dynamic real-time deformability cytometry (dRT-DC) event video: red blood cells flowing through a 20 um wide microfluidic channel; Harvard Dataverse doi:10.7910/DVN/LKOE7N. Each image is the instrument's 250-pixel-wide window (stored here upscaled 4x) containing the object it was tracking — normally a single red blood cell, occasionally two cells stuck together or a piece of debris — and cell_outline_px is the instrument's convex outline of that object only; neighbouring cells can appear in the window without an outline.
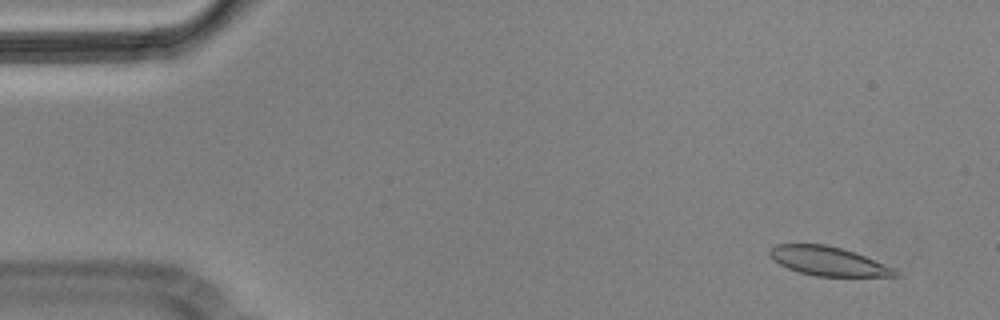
{"species": "Egyptian fruit bat (a non-hibernating species)", "species_latin": "Rousettus aegyptiacus", "temperature_condition": "cold", "stored_images_in_passage": 5, "camera_frame_rate_fps": 3000, "um_per_image_px": 0.085, "animal": {"sex": "male"}, "frame": {"image": 1, "passage_image": 1, "time_ms": 0.0, "image_size_px": [1000, 320], "cell_outline_px": [[900, 276], [816, 276], [800, 272], [788, 268], [780, 264], [768, 252], [776, 244], [824, 244], [856, 252], [892, 268], [900, 272]], "centroid_in_image_um": [70.41, 22.2], "position_along_channel_um": 14.6, "area_um2": 20.81}}
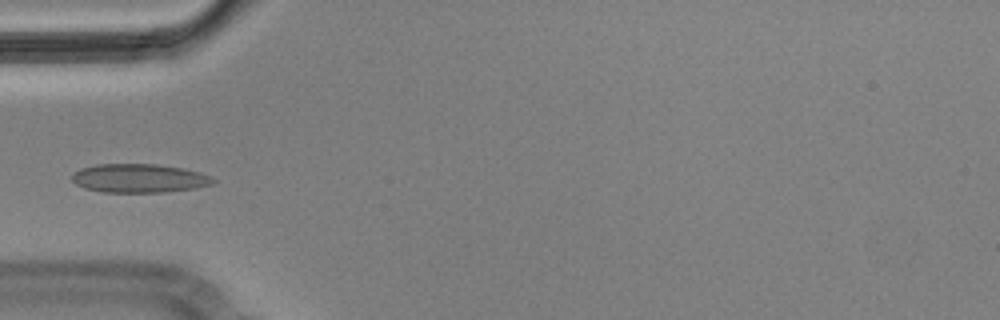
{"frame": {"image": 2, "passage_image": 5, "time_ms": 1.333, "image_size_px": [1000, 320], "cell_outline_px": [[216, 180], [212, 184], [196, 188], [164, 192], [104, 192], [84, 188], [76, 184], [72, 180], [72, 172], [80, 168], [96, 164], [156, 164], [184, 168], [200, 172]], "centroid_in_image_um": [11.8, 15.14], "position_along_channel_um": 73.2, "area_um2": 23.7}}